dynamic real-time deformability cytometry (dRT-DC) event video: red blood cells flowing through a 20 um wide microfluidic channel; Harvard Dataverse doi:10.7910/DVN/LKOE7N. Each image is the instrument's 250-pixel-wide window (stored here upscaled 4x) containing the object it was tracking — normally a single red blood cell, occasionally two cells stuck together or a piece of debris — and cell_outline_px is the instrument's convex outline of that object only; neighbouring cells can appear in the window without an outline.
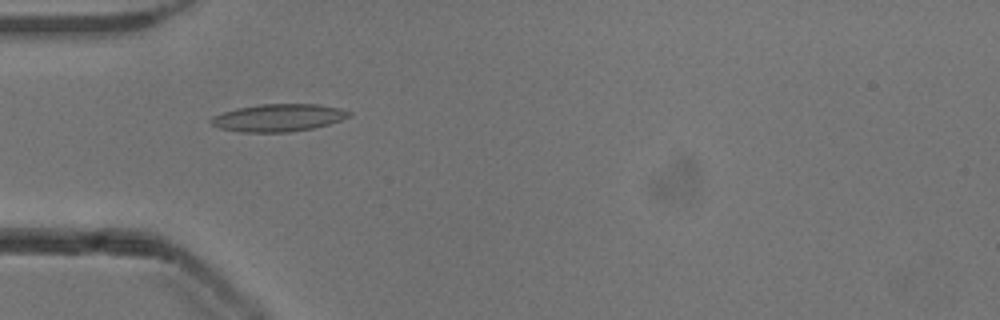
{"species": "common noctule bat (a hibernating species)", "species_latin": "Nyctalus noctula", "temperature_condition": "cold", "stored_images_in_passage": 40, "camera_frame_rate_fps": 3000, "um_per_image_px": 0.085, "animal": {"sex": "male", "body_mass_g": 13.3}, "frame": {"image": 1, "passage_image": 4, "time_ms": 1.0, "image_size_px": [1000, 320], "cell_outline_px": [[352, 116], [328, 124], [312, 128], [288, 132], [240, 132], [220, 128], [212, 124], [208, 120], [212, 116], [236, 108], [260, 104], [316, 104], [340, 108], [352, 112]], "centroid_in_image_um": [23.65, 10.0], "position_along_channel_um": 61.3, "area_um2": 22.08}}
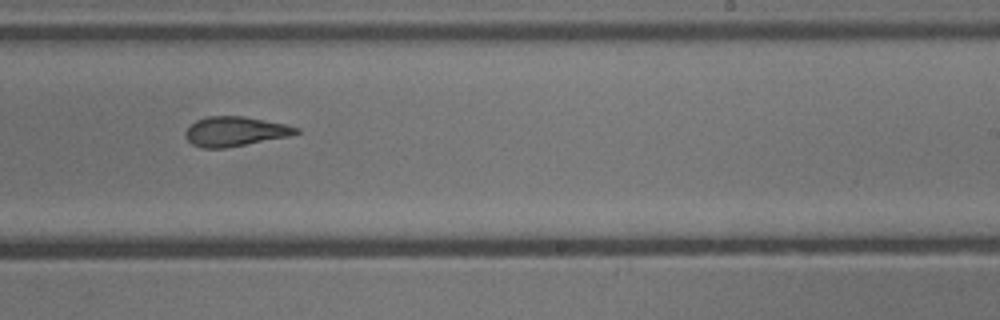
{"frame": {"image": 2, "passage_image": 20, "time_ms": 6.333, "image_size_px": [1000, 320], "cell_outline_px": [[300, 132], [292, 136], [224, 148], [200, 148], [192, 144], [184, 136], [184, 132], [196, 120], [208, 116], [244, 116], [288, 124], [300, 128]], "centroid_in_image_um": [20.02, 11.17], "position_along_channel_um": 269.0, "area_um2": 19.31}}
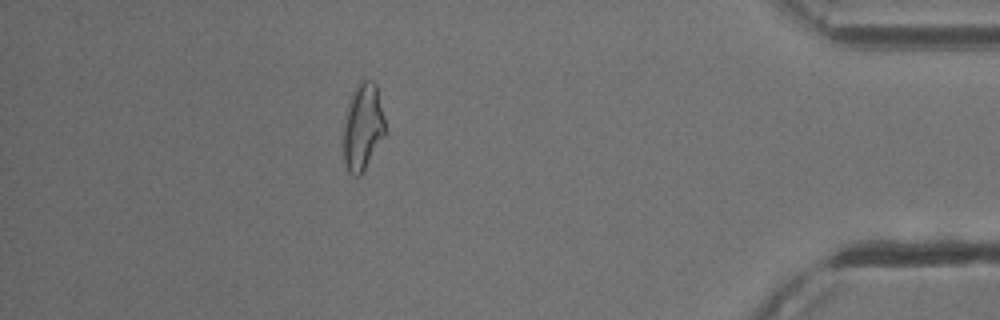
{"frame": {"image": 3, "passage_image": 34, "time_ms": 11.0, "image_size_px": [1000, 320], "cell_outline_px": [[384, 136], [360, 176], [352, 176], [348, 172], [344, 160], [344, 124], [348, 104], [352, 92], [356, 84], [360, 80], [372, 80], [376, 84], [384, 120]], "centroid_in_image_um": [30.82, 10.78], "position_along_channel_um": 404.4, "area_um2": 20.81}, "authors_computed_cell_mechanics": {"area_um2": 20.4612, "velocity_mm_per_s": 3.9213, "shape_relaxation_time_tau1_ms": null, "shape_relaxation_time_tau2_ms": 1.9771, "deformation_change_tau1": null, "deformation_change_tau2": 0.0991}}